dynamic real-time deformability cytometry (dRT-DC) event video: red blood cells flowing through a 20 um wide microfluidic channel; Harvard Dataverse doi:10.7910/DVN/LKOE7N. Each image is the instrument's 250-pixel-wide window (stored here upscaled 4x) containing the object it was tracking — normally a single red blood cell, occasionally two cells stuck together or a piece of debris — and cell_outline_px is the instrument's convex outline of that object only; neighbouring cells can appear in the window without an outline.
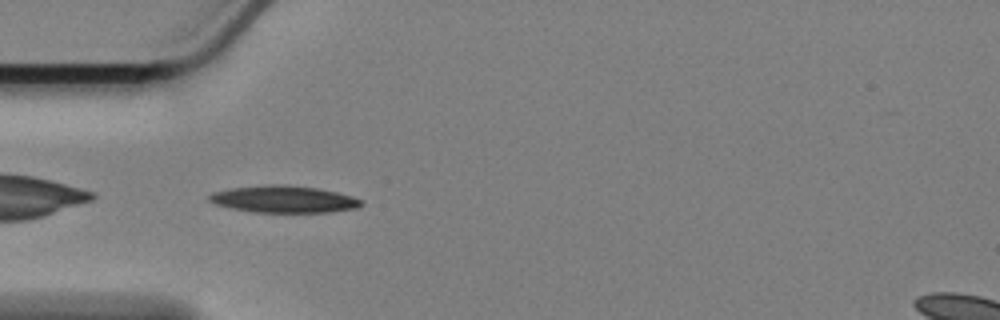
{"species": "Egyptian fruit bat (a non-hibernating species)", "species_latin": "Rousettus aegyptiacus", "temperature_condition": "cold", "stored_images_in_passage": 37, "camera_frame_rate_fps": 3000, "um_per_image_px": 0.085, "animal": {"sex": "female"}, "frame": {"image": 1, "passage_image": 2, "time_ms": 0.333, "image_size_px": [1000, 320], "cell_outline_px": [[364, 204], [356, 208], [328, 212], [256, 212], [232, 208], [216, 204], [208, 200], [208, 196], [212, 192], [232, 188], [268, 184], [288, 184], [316, 188], [336, 192], [352, 196], [364, 200]], "centroid_in_image_um": [24.14, 16.92], "position_along_channel_um": 60.9, "area_um2": 23.87}}
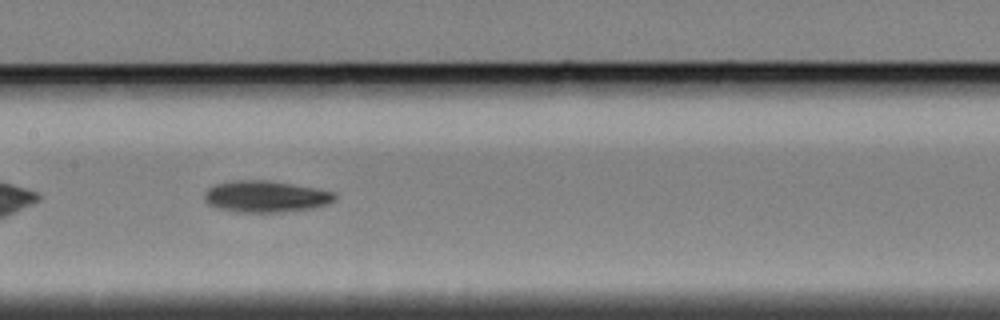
{"frame": {"image": 2, "passage_image": 13, "time_ms": 4.0, "image_size_px": [1000, 320], "cell_outline_px": [[336, 200], [328, 204], [312, 208], [280, 212], [244, 212], [220, 208], [208, 204], [204, 200], [204, 192], [208, 188], [216, 184], [232, 180], [264, 180], [316, 188], [336, 192]], "centroid_in_image_um": [22.6, 16.7], "position_along_channel_um": 184.8, "area_um2": 23.81}}
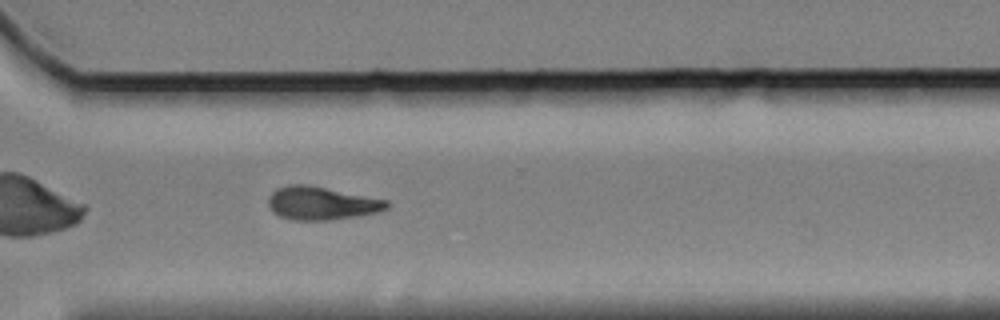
{"frame": {"image": 3, "passage_image": 27, "time_ms": 8.667, "image_size_px": [1000, 320], "cell_outline_px": [[388, 208], [380, 212], [360, 216], [332, 220], [292, 220], [280, 216], [272, 212], [268, 208], [268, 196], [276, 188], [288, 184], [308, 184], [388, 200]], "centroid_in_image_um": [27.31, 17.28], "position_along_channel_um": 343.3, "area_um2": 23.29}, "authors_computed_cell_mechanics": {"area_um2": 23.1778, "velocity_mm_per_s": 3.4022, "shape_relaxation_time_tau1_ms": 3.0014, "shape_relaxation_time_tau2_ms": null, "deformation_change_tau1": 0.1212, "deformation_change_tau2": null}}